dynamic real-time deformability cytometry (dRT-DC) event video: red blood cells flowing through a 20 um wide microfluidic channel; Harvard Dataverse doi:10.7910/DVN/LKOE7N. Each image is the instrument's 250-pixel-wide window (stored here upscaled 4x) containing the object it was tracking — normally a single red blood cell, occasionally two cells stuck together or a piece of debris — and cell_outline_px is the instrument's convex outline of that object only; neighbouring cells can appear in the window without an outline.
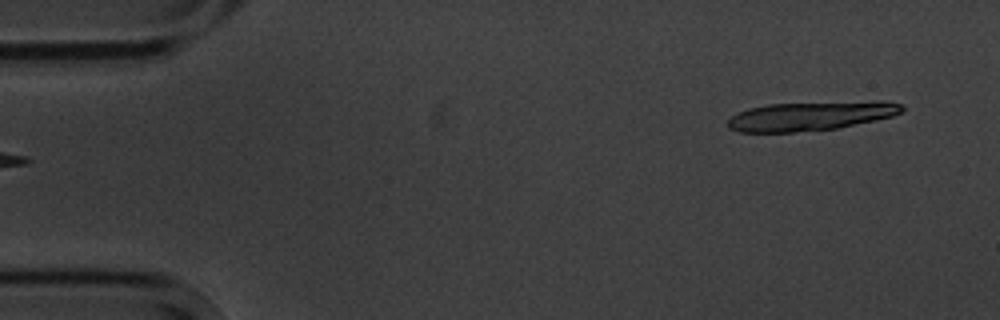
{"species": "common noctule bat (a hibernating species)", "species_latin": "Nyctalus noctula", "temperature_condition": "cold", "stored_images_in_passage": 5, "camera_frame_rate_fps": 3000, "um_per_image_px": 0.085, "animal": {"sex": "male", "body_mass_g": 20.1, "forearm_length_mm": 53.5}, "frame": {"image": 1, "passage_image": 1, "time_ms": 0.0, "image_size_px": [1000, 320], "cell_outline_px": [[904, 108], [900, 112], [892, 116], [876, 120], [840, 128], [792, 132], [740, 132], [728, 128], [728, 120], [732, 116], [748, 108], [768, 104], [876, 100], [880, 100], [904, 104]], "centroid_in_image_um": [68.96, 9.84], "position_along_channel_um": 16.0, "area_um2": 29.77}}